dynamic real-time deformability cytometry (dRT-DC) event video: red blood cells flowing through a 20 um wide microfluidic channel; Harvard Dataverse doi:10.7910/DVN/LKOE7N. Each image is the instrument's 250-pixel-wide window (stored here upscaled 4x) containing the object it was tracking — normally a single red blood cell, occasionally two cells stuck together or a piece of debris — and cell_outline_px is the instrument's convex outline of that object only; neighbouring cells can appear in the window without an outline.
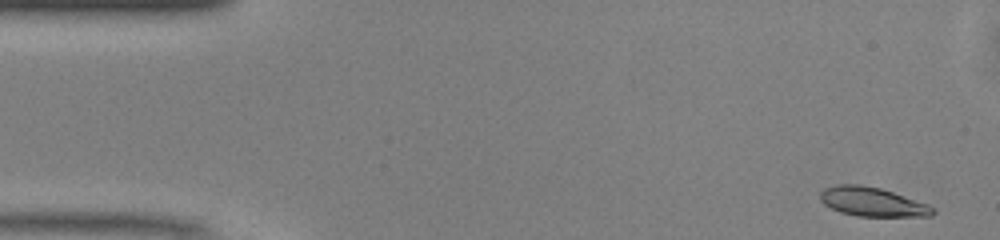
{"species": "common noctule bat (a hibernating species)", "species_latin": "Nyctalus noctula", "temperature_condition": "warm", "stored_images_in_passage": 48, "camera_frame_rate_fps": 3000, "um_per_image_px": 0.085, "animal": {"sex": "male", "body_mass_g": 13.0, "forearm_length_mm": 53.1}, "frame": {"image": 1, "passage_image": 1, "time_ms": 0.0, "image_size_px": [1000, 240], "cell_outline_px": [[936, 212], [932, 216], [856, 216], [840, 212], [824, 204], [820, 200], [820, 192], [824, 188], [836, 184], [860, 184], [880, 188], [928, 204]], "centroid_in_image_um": [74.12, 17.15], "position_along_channel_um": 10.9, "area_um2": 19.02}}
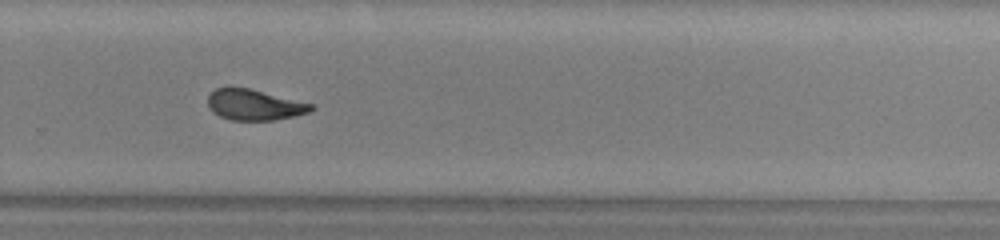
{"frame": {"image": 2, "passage_image": 31, "time_ms": 10.0, "image_size_px": [1000, 240], "cell_outline_px": [[316, 108], [308, 112], [292, 116], [272, 120], [232, 120], [220, 116], [212, 112], [208, 108], [208, 96], [216, 88], [248, 88], [316, 104]], "centroid_in_image_um": [21.64, 8.91], "position_along_channel_um": 308.2, "area_um2": 18.44}}
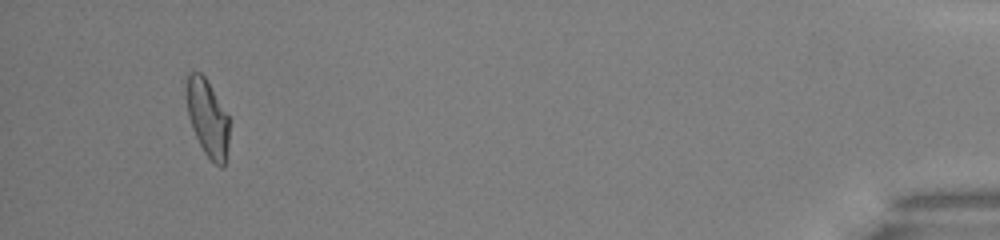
{"frame": {"image": 3, "passage_image": 45, "time_ms": 14.667, "image_size_px": [1000, 240], "cell_outline_px": [[228, 144], [224, 168], [220, 168], [204, 152], [192, 128], [188, 116], [184, 92], [184, 76], [188, 72], [200, 72], [204, 76], [228, 116]], "centroid_in_image_um": [17.58, 9.97], "position_along_channel_um": 417.6, "area_um2": 19.36}, "authors_computed_cell_mechanics": {"area_um2": 19.5942, "velocity_mm_per_s": 4.1138, "shape_relaxation_time_tau1_ms": 4.3798, "shape_relaxation_time_tau2_ms": 1.8044, "deformation_change_tau1": 0.1774, "deformation_change_tau2": 0.0863}}